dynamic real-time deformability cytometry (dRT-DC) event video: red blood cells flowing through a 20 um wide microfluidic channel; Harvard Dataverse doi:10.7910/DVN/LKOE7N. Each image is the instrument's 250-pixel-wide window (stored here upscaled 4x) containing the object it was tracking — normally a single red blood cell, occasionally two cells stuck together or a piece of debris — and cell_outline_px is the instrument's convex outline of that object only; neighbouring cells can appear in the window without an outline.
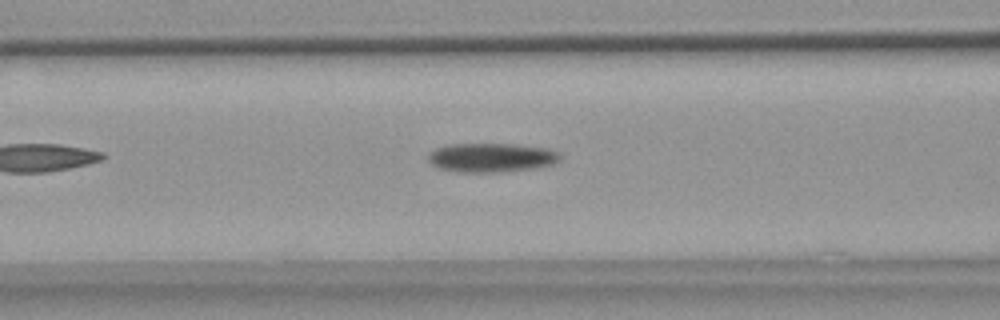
{"species": "common noctule bat (a hibernating species)", "species_latin": "Nyctalus noctula", "temperature_condition": "warm", "stored_images_in_passage": 40, "camera_frame_rate_fps": 3000, "um_per_image_px": 0.085, "animal": {"sex": "female", "body_mass_g": 18.4}, "frame": {"image": 1, "passage_image": 7, "time_ms": 2.0, "image_size_px": [1000, 320], "cell_outline_px": [[560, 160], [552, 164], [532, 168], [500, 172], [456, 172], [440, 168], [432, 164], [428, 160], [428, 156], [436, 148], [448, 144], [516, 144], [544, 148], [560, 152]], "centroid_in_image_um": [41.76, 13.39], "position_along_channel_um": 124.8, "area_um2": 22.2}}
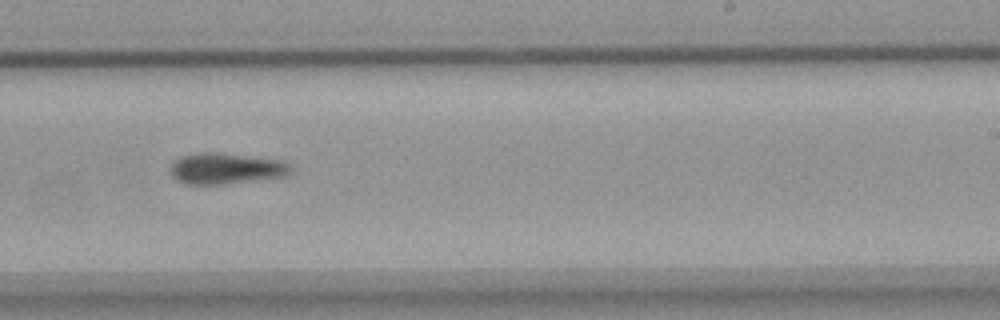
{"frame": {"image": 2, "passage_image": 19, "time_ms": 6.0, "image_size_px": [1000, 320], "cell_outline_px": [[292, 172], [288, 176], [224, 184], [188, 184], [176, 180], [172, 176], [172, 164], [180, 156], [196, 152], [216, 152], [284, 160], [292, 164]], "centroid_in_image_um": [19.28, 14.31], "position_along_channel_um": 269.7, "area_um2": 22.02}}
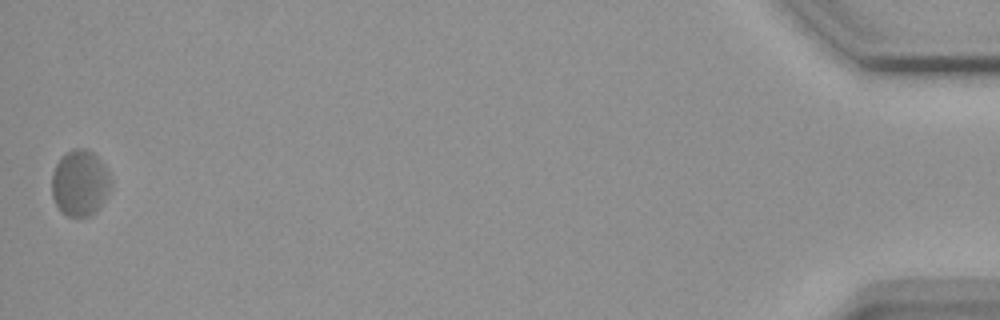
{"frame": {"image": 3, "passage_image": 40, "time_ms": 13.0, "image_size_px": [1000, 320], "cell_outline_px": [[112, 184], [104, 200], [88, 216], [68, 216], [60, 212], [52, 196], [52, 172], [60, 156], [72, 148], [84, 148], [92, 152], [100, 160], [108, 172], [112, 180]], "centroid_in_image_um": [6.77, 15.52], "position_along_channel_um": 428.4, "area_um2": 22.66}}